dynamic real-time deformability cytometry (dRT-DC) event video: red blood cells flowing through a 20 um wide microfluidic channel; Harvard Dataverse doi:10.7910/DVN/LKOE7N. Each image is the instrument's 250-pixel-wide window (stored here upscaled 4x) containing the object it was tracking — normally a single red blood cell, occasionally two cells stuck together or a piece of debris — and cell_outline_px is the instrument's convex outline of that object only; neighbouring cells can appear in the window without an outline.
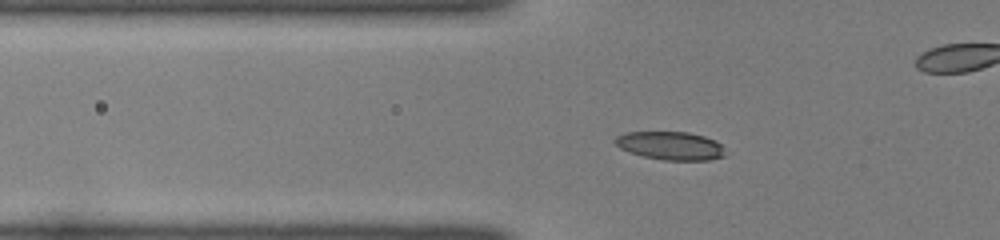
{"species": "common noctule bat (a hibernating species)", "species_latin": "Nyctalus noctula", "temperature_condition": "room temperature", "stored_images_in_passage": 47, "camera_frame_rate_fps": 3000, "um_per_image_px": 0.085, "animal": {"sex": "female", "body_mass_g": 22.0, "forearm_length_mm": 56.7}, "frame": {"image": 1, "passage_image": 13, "time_ms": 4.0, "image_size_px": [1000, 240], "cell_outline_px": [[728, 156], [712, 160], [664, 160], [644, 156], [628, 152], [620, 148], [612, 140], [616, 136], [624, 132], [688, 132], [704, 136], [720, 144]], "centroid_in_image_um": [56.98, 12.39], "position_along_channel_um": 68.8, "area_um2": 18.26}}
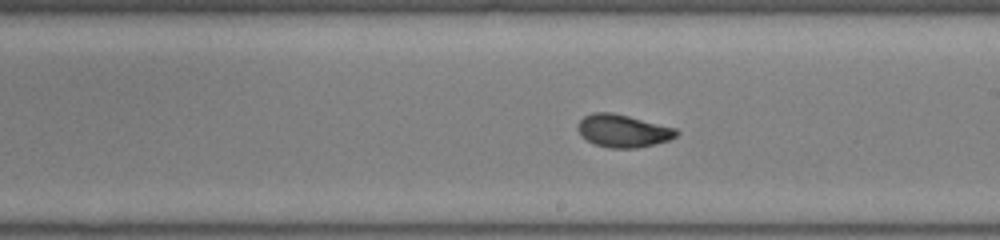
{"frame": {"image": 2, "passage_image": 26, "time_ms": 8.333, "image_size_px": [1000, 240], "cell_outline_px": [[680, 132], [676, 136], [668, 140], [636, 148], [608, 148], [596, 144], [580, 136], [576, 128], [580, 120], [584, 116], [592, 112], [612, 112], [676, 128]], "centroid_in_image_um": [52.92, 11.11], "position_along_channel_um": 236.1, "area_um2": 18.73}}
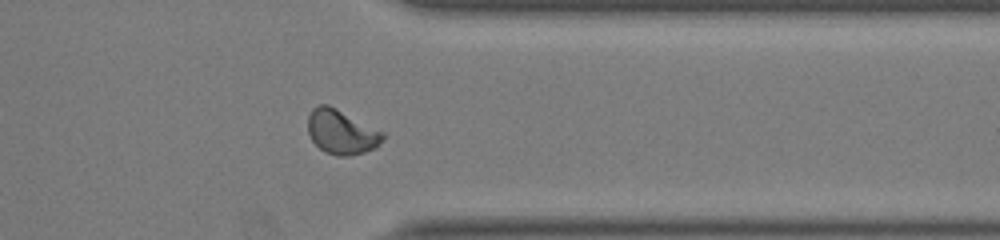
{"frame": {"image": 3, "passage_image": 37, "time_ms": 12.0, "image_size_px": [1000, 240], "cell_outline_px": [[388, 136], [376, 148], [364, 152], [348, 156], [336, 156], [324, 152], [312, 140], [308, 132], [308, 116], [312, 108], [320, 104], [328, 104], [384, 132]], "centroid_in_image_um": [29.05, 11.23], "position_along_channel_um": 382.4, "area_um2": 19.59}, "authors_computed_cell_mechanics": {"area_um2": 18.6694, "velocity_mm_per_s": 3.993, "shape_relaxation_time_tau1_ms": 3.9078, "shape_relaxation_time_tau2_ms": 0.9844, "deformation_change_tau1": 0.1509, "deformation_change_tau2": 0.0549}}